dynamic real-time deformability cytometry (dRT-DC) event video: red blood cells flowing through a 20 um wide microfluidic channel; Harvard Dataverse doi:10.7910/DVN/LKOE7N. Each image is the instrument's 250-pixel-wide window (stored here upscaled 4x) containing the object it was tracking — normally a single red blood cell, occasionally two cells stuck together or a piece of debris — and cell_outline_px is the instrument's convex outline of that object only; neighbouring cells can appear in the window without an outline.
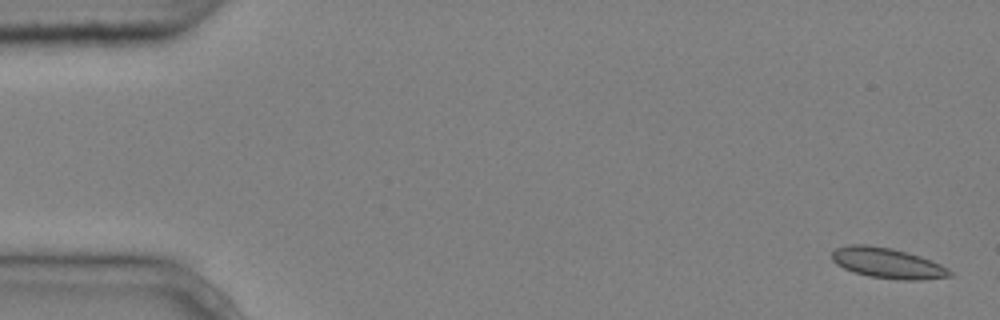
{"species": "common noctule bat (a hibernating species)", "species_latin": "Nyctalus noctula", "temperature_condition": "cold", "stored_images_in_passage": 3, "camera_frame_rate_fps": 3000, "um_per_image_px": 0.085, "animal": {"sex": "male", "body_mass_g": 20.4}, "frame": {"image": 1, "passage_image": 1, "time_ms": 0.0, "image_size_px": [1000, 320], "cell_outline_px": [[952, 276], [920, 280], [896, 280], [868, 276], [852, 272], [836, 264], [832, 260], [832, 252], [836, 248], [848, 244], [868, 244], [892, 248], [920, 256], [940, 264], [948, 268], [952, 272]], "centroid_in_image_um": [75.42, 22.36], "position_along_channel_um": 9.6, "area_um2": 21.1}}